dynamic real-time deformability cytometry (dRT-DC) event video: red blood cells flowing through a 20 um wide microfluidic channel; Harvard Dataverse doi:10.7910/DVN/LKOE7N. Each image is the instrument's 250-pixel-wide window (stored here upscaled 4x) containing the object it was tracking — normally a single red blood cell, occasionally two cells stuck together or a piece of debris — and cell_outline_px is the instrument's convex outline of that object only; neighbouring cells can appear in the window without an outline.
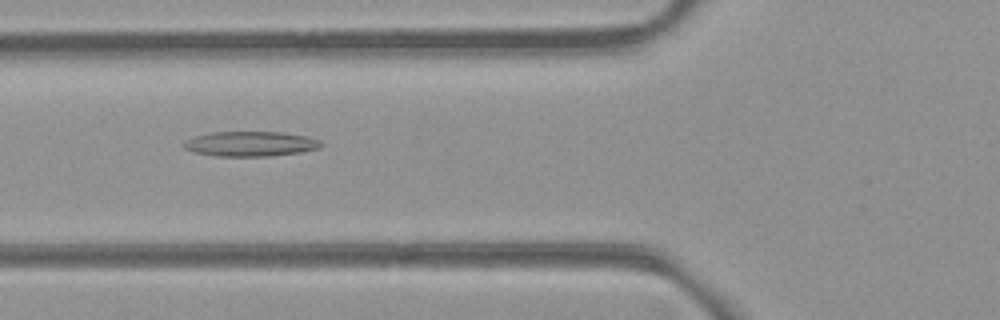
{"species": "common noctule bat (a hibernating species)", "species_latin": "Nyctalus noctula", "temperature_condition": "room temperature", "stored_images_in_passage": 43, "camera_frame_rate_fps": 3000, "um_per_image_px": 0.085, "animal": {"sex": "female", "body_mass_g": 21.9}, "frame": {"image": 1, "passage_image": 10, "time_ms": 3.0, "image_size_px": [1000, 320], "cell_outline_px": [[324, 144], [320, 148], [300, 152], [272, 156], [216, 156], [192, 152], [184, 148], [180, 144], [184, 140], [196, 136], [212, 132], [284, 132], [308, 136], [320, 140]], "centroid_in_image_um": [21.29, 12.23], "position_along_channel_um": 104.5, "area_um2": 20.23}}
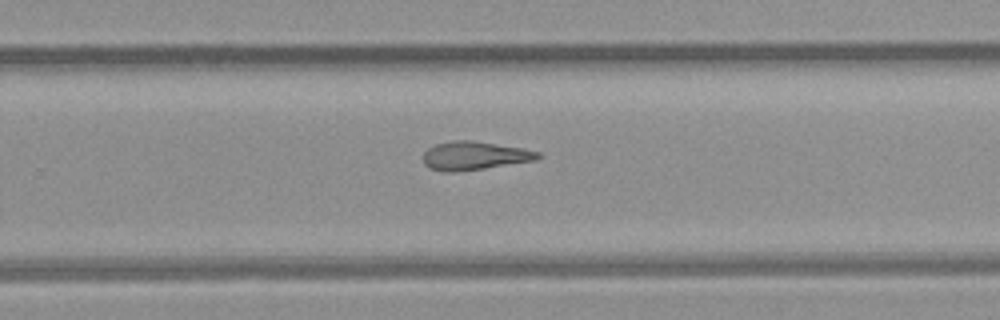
{"frame": {"image": 2, "passage_image": 24, "time_ms": 7.667, "image_size_px": [1000, 320], "cell_outline_px": [[540, 156], [536, 160], [484, 168], [452, 172], [444, 172], [428, 168], [424, 164], [424, 152], [428, 148], [436, 144], [452, 140], [472, 140], [524, 148], [540, 152]], "centroid_in_image_um": [40.31, 13.23], "position_along_channel_um": 289.5, "area_um2": 19.02}}
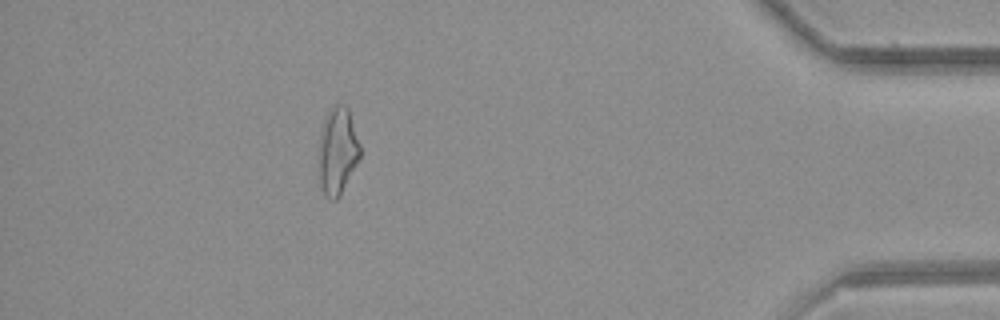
{"frame": {"image": 3, "passage_image": 37, "time_ms": 12.0, "image_size_px": [1000, 320], "cell_outline_px": [[360, 156], [340, 196], [336, 200], [332, 200], [324, 192], [320, 180], [320, 136], [328, 112], [336, 104], [344, 104], [348, 108], [360, 144]], "centroid_in_image_um": [28.72, 12.82], "position_along_channel_um": 406.5, "area_um2": 20.23}, "authors_computed_cell_mechanics": {"area_um2": 19.652, "velocity_mm_per_s": 3.9642, "shape_relaxation_time_tau1_ms": null, "shape_relaxation_time_tau2_ms": 10.5129, "deformation_change_tau1": null, "deformation_change_tau2": 0.2612}}